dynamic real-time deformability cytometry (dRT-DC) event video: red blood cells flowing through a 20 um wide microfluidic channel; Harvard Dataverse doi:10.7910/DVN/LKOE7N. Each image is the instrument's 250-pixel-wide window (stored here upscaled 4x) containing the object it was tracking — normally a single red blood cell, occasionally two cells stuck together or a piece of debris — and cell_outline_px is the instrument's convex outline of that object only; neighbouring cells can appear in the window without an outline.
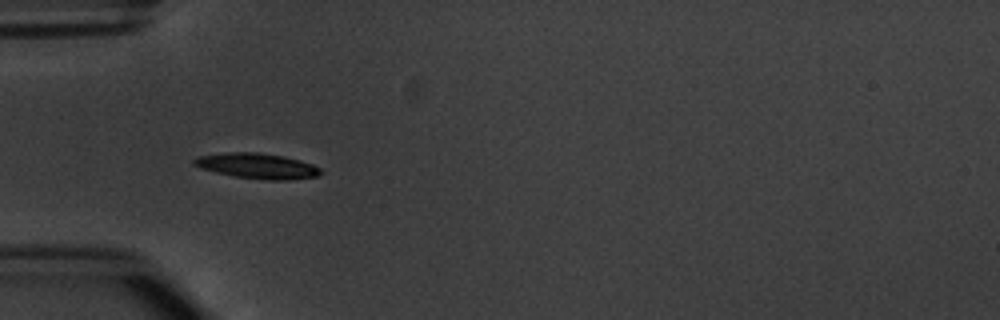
{"species": "common noctule bat (a hibernating species)", "species_latin": "Nyctalus noctula", "temperature_condition": "warm", "stored_images_in_passage": 6, "camera_frame_rate_fps": 3000, "um_per_image_px": 0.085, "animal": {"sex": "male", "body_mass_g": 20.1, "forearm_length_mm": 53.5}, "frame": {"image": 1, "passage_image": 5, "time_ms": 4.667, "image_size_px": [1000, 320], "cell_outline_px": [[324, 172], [316, 176], [288, 180], [268, 180], [236, 176], [216, 172], [200, 168], [192, 164], [192, 160], [196, 156], [224, 152], [260, 152], [284, 156], [300, 160], [312, 164], [320, 168]], "centroid_in_image_um": [21.84, 14.09], "position_along_channel_um": 63.2, "area_um2": 18.84}}